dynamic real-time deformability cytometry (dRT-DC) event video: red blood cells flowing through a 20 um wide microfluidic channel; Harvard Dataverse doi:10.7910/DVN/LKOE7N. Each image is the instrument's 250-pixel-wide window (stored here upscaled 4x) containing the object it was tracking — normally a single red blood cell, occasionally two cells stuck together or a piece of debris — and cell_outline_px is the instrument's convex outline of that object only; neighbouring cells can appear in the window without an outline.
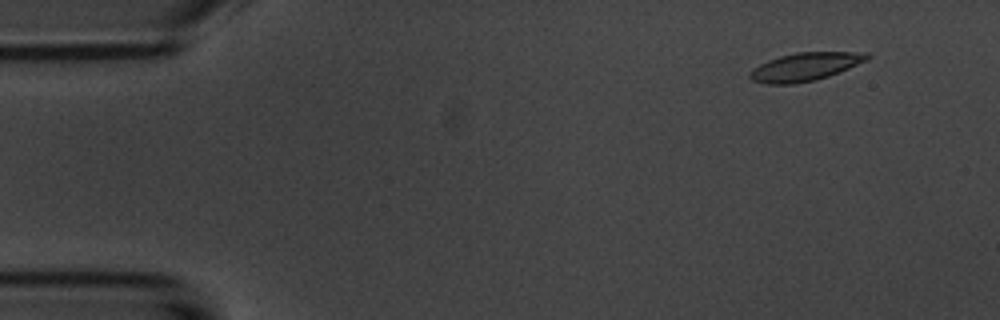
{"species": "common noctule bat (a hibernating species)", "species_latin": "Nyctalus noctula", "temperature_condition": "room temperature", "stored_images_in_passage": 55, "camera_frame_rate_fps": 3000, "um_per_image_px": 0.085, "animal": {"sex": "male", "body_mass_g": 20.1, "forearm_length_mm": 53.5}, "frame": {"image": 1, "passage_image": 5, "time_ms": 1.333, "image_size_px": [1000, 320], "cell_outline_px": [[872, 56], [868, 60], [828, 76], [816, 80], [792, 84], [764, 84], [752, 80], [748, 76], [748, 72], [752, 68], [768, 60], [780, 56], [796, 52], [868, 52]], "centroid_in_image_um": [68.41, 5.67], "position_along_channel_um": 16.6, "area_um2": 19.36}}
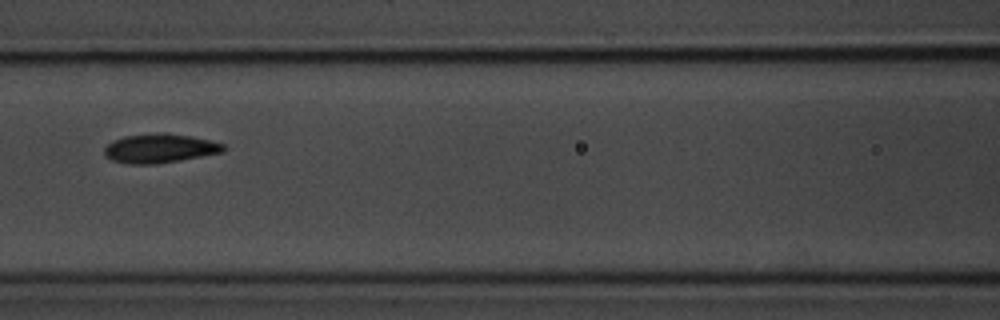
{"frame": {"image": 2, "passage_image": 24, "time_ms": 7.667, "image_size_px": [1000, 320], "cell_outline_px": [[228, 148], [224, 152], [180, 160], [156, 164], [128, 164], [112, 160], [104, 156], [104, 148], [112, 140], [124, 136], [156, 132], [164, 132], [192, 136], [224, 144]], "centroid_in_image_um": [13.57, 12.6], "position_along_channel_um": 153.0, "area_um2": 20.46}}
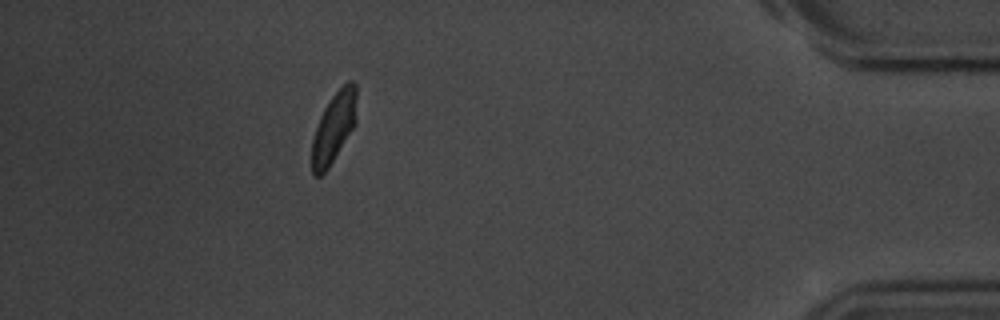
{"frame": {"image": 3, "passage_image": 49, "time_ms": 16.0, "image_size_px": [1000, 320], "cell_outline_px": [[356, 124], [328, 168], [320, 176], [312, 176], [312, 140], [320, 116], [324, 108], [332, 96], [348, 80], [352, 80], [356, 84]], "centroid_in_image_um": [28.38, 10.83], "position_along_channel_um": 406.8, "area_um2": 18.26}, "authors_computed_cell_mechanics": {"area_um2": 19.4786, "velocity_mm_per_s": 3.6676, "shape_relaxation_time_tau1_ms": 3.0199, "shape_relaxation_time_tau2_ms": 2.3194, "deformation_change_tau1": 0.1062, "deformation_change_tau2": 0.0599}}